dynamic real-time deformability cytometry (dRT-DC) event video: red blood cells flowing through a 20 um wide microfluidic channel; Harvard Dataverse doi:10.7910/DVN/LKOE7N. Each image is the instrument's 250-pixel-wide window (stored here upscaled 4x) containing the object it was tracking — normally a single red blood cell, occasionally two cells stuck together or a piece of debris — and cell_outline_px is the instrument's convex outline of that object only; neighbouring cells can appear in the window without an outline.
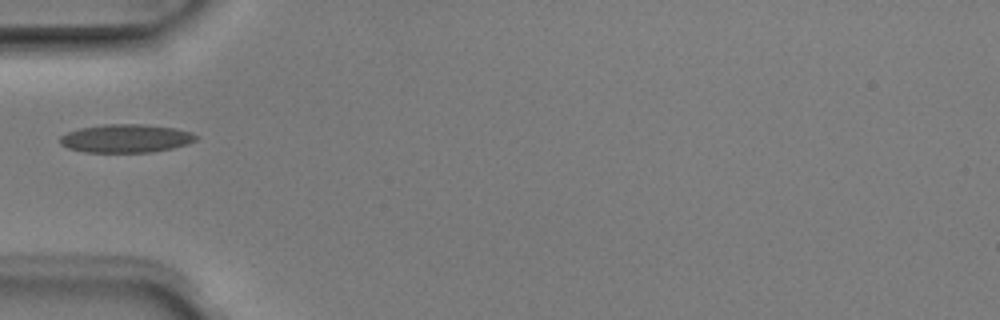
{"species": "Egyptian fruit bat (a non-hibernating species)", "species_latin": "Rousettus aegyptiacus", "temperature_condition": "room temperature", "stored_images_in_passage": 2, "camera_frame_rate_fps": 3000, "um_per_image_px": 0.085, "animal": {"sex": "male"}, "frame": {"image": 1, "passage_image": 2, "time_ms": 0.333, "image_size_px": [1000, 320], "cell_outline_px": [[196, 140], [188, 144], [172, 148], [152, 152], [84, 152], [68, 148], [60, 144], [60, 136], [68, 132], [80, 128], [104, 124], [140, 124], [176, 128], [188, 132], [196, 136]], "centroid_in_image_um": [10.67, 11.77], "position_along_channel_um": 74.3, "area_um2": 22.31}}